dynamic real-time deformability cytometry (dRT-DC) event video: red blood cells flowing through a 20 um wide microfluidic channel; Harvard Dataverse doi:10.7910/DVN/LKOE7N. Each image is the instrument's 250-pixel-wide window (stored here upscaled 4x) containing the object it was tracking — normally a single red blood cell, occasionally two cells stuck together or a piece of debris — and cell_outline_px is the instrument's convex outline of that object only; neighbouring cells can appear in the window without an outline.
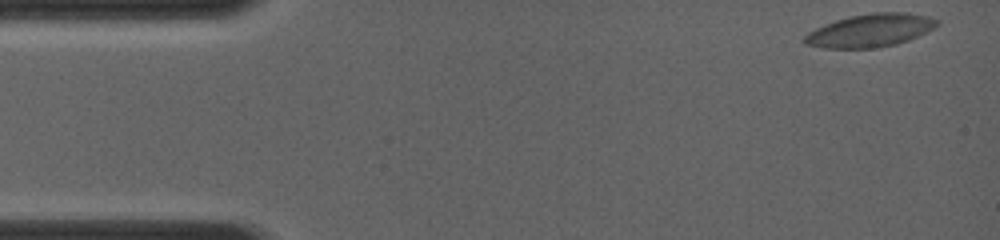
{"species": "common noctule bat (a hibernating species)", "species_latin": "Nyctalus noctula", "temperature_condition": "room temperature", "stored_images_in_passage": 31, "camera_frame_rate_fps": 4000, "um_per_image_px": 0.085, "animal": {"sex": "female", "body_mass_g": 19.0, "forearm_length_mm": 56.7}, "frame": {"image": 1, "passage_image": 1, "time_ms": 0.0, "image_size_px": [1000, 240], "cell_outline_px": [[940, 24], [908, 40], [896, 44], [872, 48], [824, 48], [804, 44], [800, 40], [808, 32], [816, 28], [836, 20], [848, 16], [872, 12], [908, 12], [928, 16], [940, 20]], "centroid_in_image_um": [73.94, 2.58], "position_along_channel_um": 11.1, "area_um2": 25.55}}
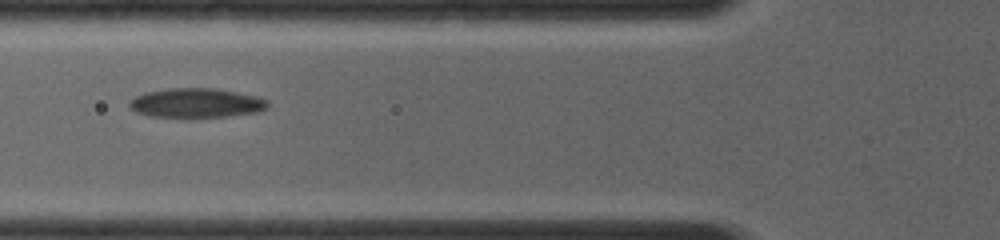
{"frame": {"image": 2, "passage_image": 23, "time_ms": 4.75, "image_size_px": [1000, 240], "cell_outline_px": [[268, 108], [256, 112], [228, 116], [188, 120], [148, 116], [136, 112], [128, 104], [128, 100], [144, 92], [168, 88], [212, 88], [236, 92], [256, 96], [268, 100]], "centroid_in_image_um": [16.63, 8.79], "position_along_channel_um": 109.2, "area_um2": 24.57}}
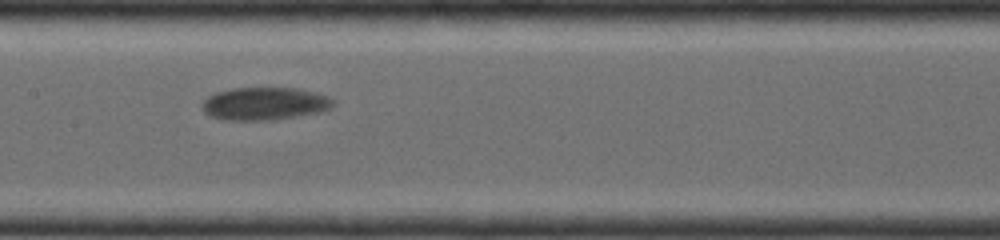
{"frame": {"image": 3, "passage_image": 30, "time_ms": 6.5, "image_size_px": [1000, 240], "cell_outline_px": [[336, 104], [332, 108], [320, 112], [272, 120], [224, 120], [208, 116], [204, 112], [200, 104], [208, 96], [216, 92], [232, 88], [296, 88], [316, 92], [328, 96], [336, 100]], "centroid_in_image_um": [22.5, 8.81], "position_along_channel_um": 184.9, "area_um2": 25.37}}